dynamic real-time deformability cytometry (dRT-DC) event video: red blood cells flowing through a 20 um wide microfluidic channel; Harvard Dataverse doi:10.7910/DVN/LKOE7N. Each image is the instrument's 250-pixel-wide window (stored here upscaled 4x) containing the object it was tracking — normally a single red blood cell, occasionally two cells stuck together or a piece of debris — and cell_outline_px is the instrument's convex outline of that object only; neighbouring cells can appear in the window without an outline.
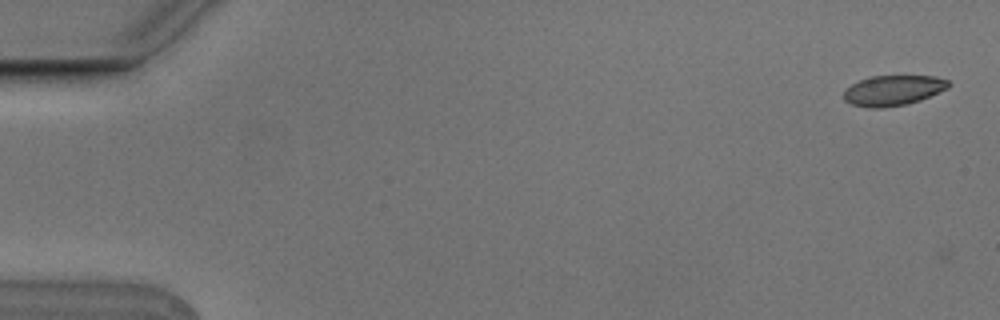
{"species": "Egyptian fruit bat (a non-hibernating species)", "species_latin": "Rousettus aegyptiacus", "temperature_condition": "cold", "stored_images_in_passage": 9, "camera_frame_rate_fps": 3000, "um_per_image_px": 0.085, "animal": {"sex": "male"}, "frame": {"image": 1, "passage_image": 1, "time_ms": 0.0, "image_size_px": [1000, 320], "cell_outline_px": [[952, 84], [948, 88], [920, 100], [908, 104], [884, 108], [868, 108], [852, 104], [844, 100], [844, 88], [860, 80], [872, 76], [936, 76], [948, 80]], "centroid_in_image_um": [75.92, 7.69], "position_along_channel_um": 9.1, "area_um2": 18.61}}
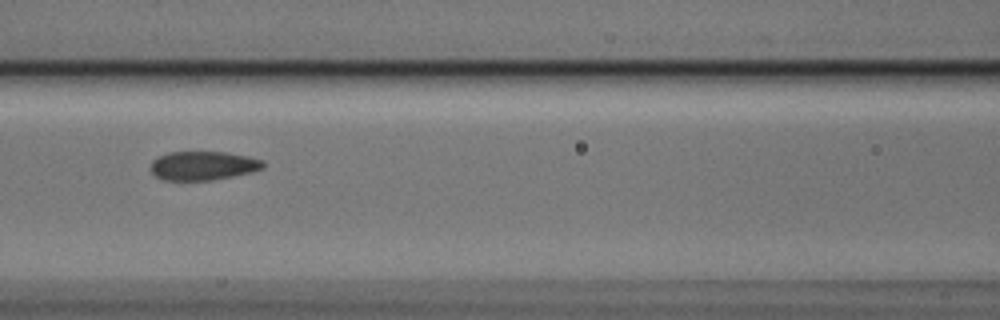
{"frame": {"image": 2, "passage_image": 7, "time_ms": 2.0, "image_size_px": [1000, 320], "cell_outline_px": [[264, 168], [252, 172], [212, 180], [164, 180], [156, 176], [148, 168], [152, 160], [168, 152], [224, 152], [248, 156], [264, 160]], "centroid_in_image_um": [17.25, 14.08], "position_along_channel_um": 149.3, "area_um2": 19.02}}
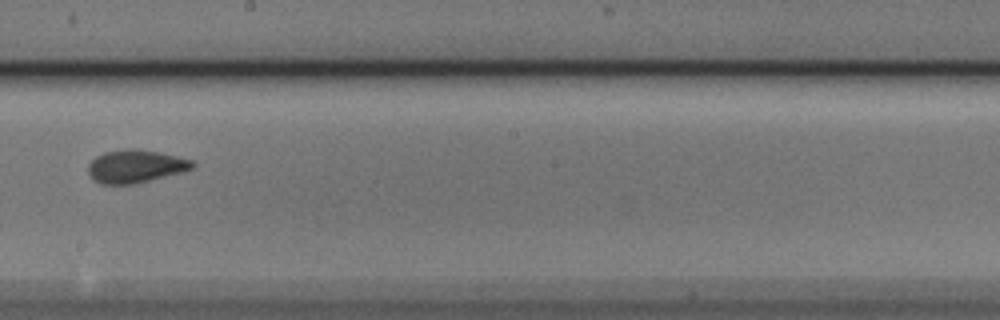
{"frame": {"image": 3, "passage_image": 9, "time_ms": 2.667, "image_size_px": [1000, 320], "cell_outline_px": [[196, 164], [192, 168], [180, 172], [132, 184], [100, 184], [92, 180], [88, 172], [88, 164], [96, 156], [104, 152], [128, 148], [136, 148], [176, 156], [192, 160]], "centroid_in_image_um": [11.46, 14.13], "position_along_channel_um": 236.7, "area_um2": 19.83}}